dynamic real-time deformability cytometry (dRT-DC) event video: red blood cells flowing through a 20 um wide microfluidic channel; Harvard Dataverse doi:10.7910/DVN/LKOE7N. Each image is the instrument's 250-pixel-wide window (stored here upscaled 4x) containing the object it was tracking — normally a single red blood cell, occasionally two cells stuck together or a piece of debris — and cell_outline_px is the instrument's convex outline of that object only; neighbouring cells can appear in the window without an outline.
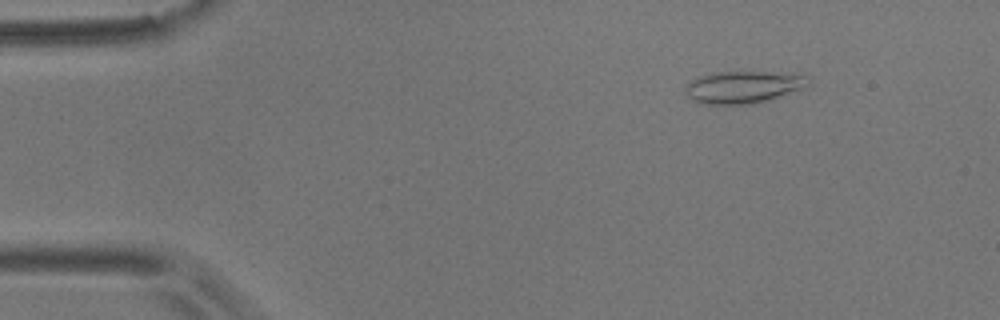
{"species": "common noctule bat (a hibernating species)", "species_latin": "Nyctalus noctula", "temperature_condition": "room temperature", "stored_images_in_passage": 4, "camera_frame_rate_fps": 3000, "um_per_image_px": 0.085, "animal": {"sex": "male", "body_mass_g": 17.9}, "frame": {"image": 1, "passage_image": 1, "time_ms": 0.0, "image_size_px": [1000, 320], "cell_outline_px": [[808, 84], [804, 88], [768, 100], [748, 104], [700, 104], [692, 100], [688, 96], [684, 88], [692, 80], [700, 76], [712, 72], [764, 72], [808, 76]], "centroid_in_image_um": [63.12, 7.41], "position_along_channel_um": 21.9, "area_um2": 22.77}}